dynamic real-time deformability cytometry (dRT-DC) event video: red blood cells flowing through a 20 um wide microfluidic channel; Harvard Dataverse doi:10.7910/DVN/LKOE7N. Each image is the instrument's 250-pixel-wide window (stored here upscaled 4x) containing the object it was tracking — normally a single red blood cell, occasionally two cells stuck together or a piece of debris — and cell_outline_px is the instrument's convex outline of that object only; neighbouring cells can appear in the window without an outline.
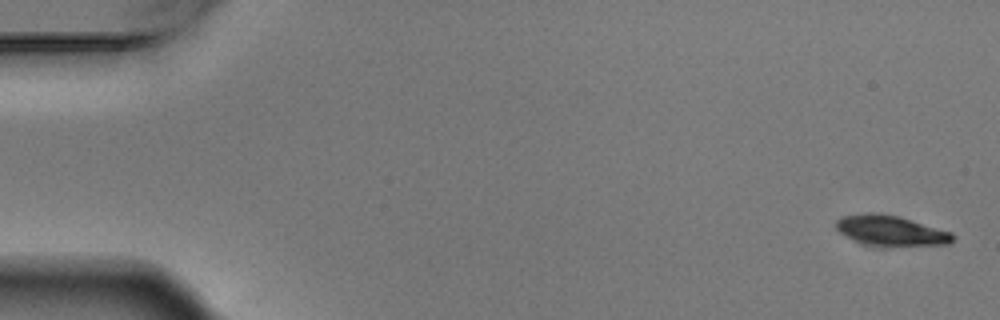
{"species": "Egyptian fruit bat (a non-hibernating species)", "species_latin": "Rousettus aegyptiacus", "temperature_condition": "warm", "stored_images_in_passage": 5, "camera_frame_rate_fps": 3000, "um_per_image_px": 0.085, "animal": {"sex": "male"}, "frame": {"image": 1, "passage_image": 1, "time_ms": 0.0, "image_size_px": [1000, 320], "cell_outline_px": [[952, 240], [948, 244], [864, 244], [840, 232], [836, 228], [836, 220], [840, 216], [864, 212], [880, 212], [900, 216], [952, 232]], "centroid_in_image_um": [75.66, 19.53], "position_along_channel_um": 9.3, "area_um2": 20.0}}
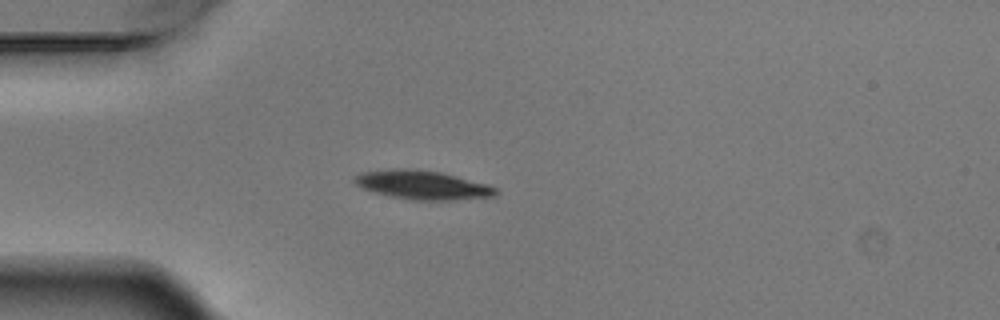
{"frame": {"image": 2, "passage_image": 5, "time_ms": 1.333, "image_size_px": [1000, 320], "cell_outline_px": [[500, 192], [496, 196], [452, 200], [412, 200], [392, 196], [360, 188], [352, 180], [356, 176], [364, 172], [404, 168], [440, 172], [488, 184], [496, 188]], "centroid_in_image_um": [35.96, 15.73], "position_along_channel_um": 49.0, "area_um2": 23.47}}